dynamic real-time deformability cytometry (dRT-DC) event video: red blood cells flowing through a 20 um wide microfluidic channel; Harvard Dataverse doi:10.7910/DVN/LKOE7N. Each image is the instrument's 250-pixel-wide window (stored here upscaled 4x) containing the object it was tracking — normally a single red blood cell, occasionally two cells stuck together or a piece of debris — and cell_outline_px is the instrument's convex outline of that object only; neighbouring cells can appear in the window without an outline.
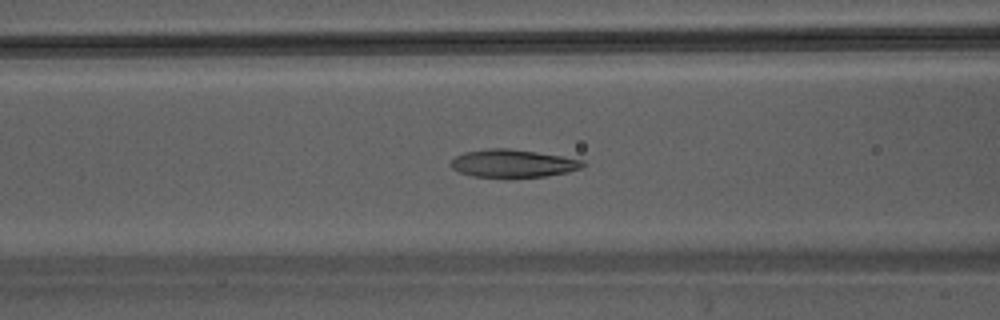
{"species": "Egyptian fruit bat (a non-hibernating species)", "species_latin": "Rousettus aegyptiacus", "temperature_condition": "warm", "stored_images_in_passage": 45, "camera_frame_rate_fps": 3000, "um_per_image_px": 0.085, "animal": {"sex": "male"}, "frame": {"image": 1, "passage_image": 19, "time_ms": 6.0, "image_size_px": [1000, 320], "cell_outline_px": [[588, 164], [580, 168], [568, 172], [544, 176], [504, 180], [472, 176], [460, 172], [452, 168], [452, 160], [456, 156], [464, 152], [488, 148], [508, 148], [536, 152], [584, 160]], "centroid_in_image_um": [43.6, 13.93], "position_along_channel_um": 123.0, "area_um2": 22.02}}
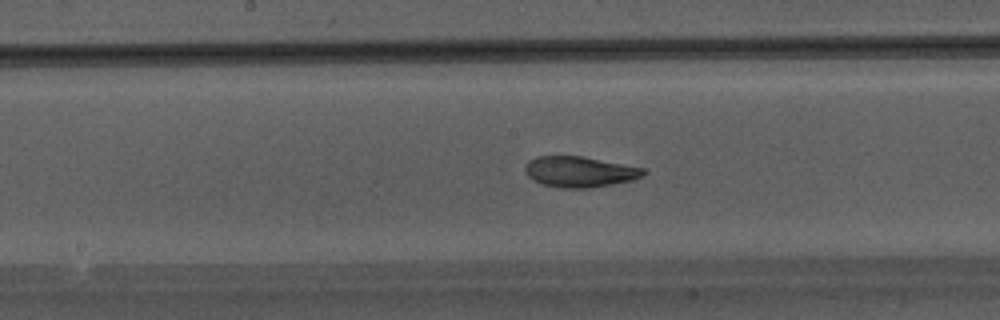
{"frame": {"image": 2, "passage_image": 24, "time_ms": 7.667, "image_size_px": [1000, 320], "cell_outline_px": [[648, 172], [644, 176], [632, 180], [592, 188], [560, 188], [540, 184], [532, 180], [524, 172], [524, 168], [528, 160], [536, 156], [580, 156], [644, 168]], "centroid_in_image_um": [49.24, 14.61], "position_along_channel_um": 199.0, "area_um2": 21.39}}
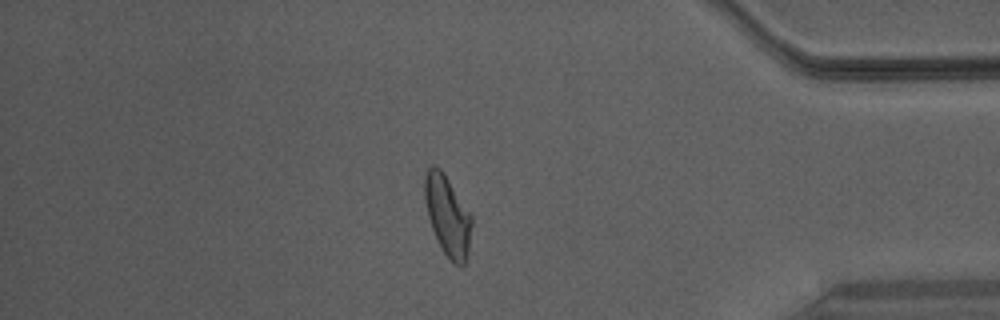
{"frame": {"image": 3, "passage_image": 39, "time_ms": 12.667, "image_size_px": [1000, 320], "cell_outline_px": [[472, 224], [468, 252], [464, 264], [452, 264], [444, 252], [432, 228], [428, 216], [424, 200], [424, 176], [428, 168], [432, 164], [436, 164], [444, 172], [472, 216]], "centroid_in_image_um": [38.03, 18.28], "position_along_channel_um": 397.2, "area_um2": 21.91}}